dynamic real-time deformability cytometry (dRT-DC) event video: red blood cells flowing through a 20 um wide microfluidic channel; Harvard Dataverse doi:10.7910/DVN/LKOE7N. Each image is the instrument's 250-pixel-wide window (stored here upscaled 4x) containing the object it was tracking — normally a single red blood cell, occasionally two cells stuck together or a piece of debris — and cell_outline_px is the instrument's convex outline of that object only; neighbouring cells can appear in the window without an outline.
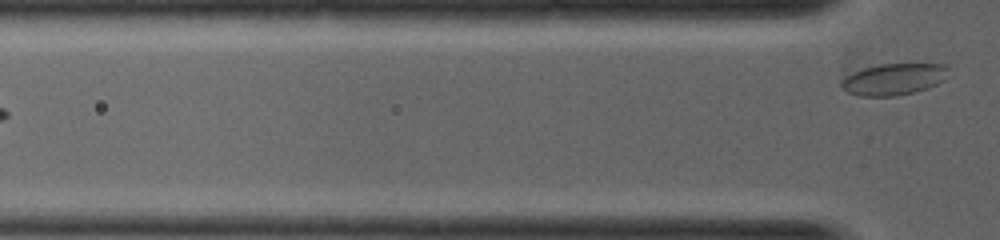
{"species": "common noctule bat (a hibernating species)", "species_latin": "Nyctalus noctula", "temperature_condition": "warm", "stored_images_in_passage": 4, "camera_frame_rate_fps": 5000, "um_per_image_px": 0.085, "animal": {"sex": "female", "body_mass_g": 19.0, "forearm_length_mm": 53.3}, "frame": {"image": 1, "passage_image": 4, "time_ms": 0.6, "image_size_px": [1000, 240], "cell_outline_px": [[948, 68], [944, 80], [928, 88], [916, 92], [896, 96], [860, 96], [848, 92], [840, 88], [840, 80], [852, 72], [860, 68], [880, 64], [944, 64]], "centroid_in_image_um": [75.91, 6.74], "position_along_channel_um": 49.9, "area_um2": 19.88}}